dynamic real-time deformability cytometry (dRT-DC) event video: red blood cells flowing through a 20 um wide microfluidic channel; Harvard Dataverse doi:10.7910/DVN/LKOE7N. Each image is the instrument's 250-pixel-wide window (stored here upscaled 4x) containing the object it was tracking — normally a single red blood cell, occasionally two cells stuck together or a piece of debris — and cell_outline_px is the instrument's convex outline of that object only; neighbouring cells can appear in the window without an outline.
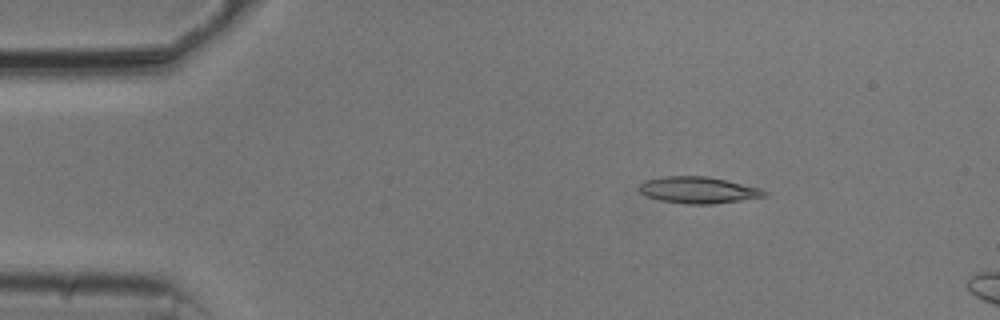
{"species": "common noctule bat (a hibernating species)", "species_latin": "Nyctalus noctula", "temperature_condition": "cold", "stored_images_in_passage": 14, "camera_frame_rate_fps": 3000, "um_per_image_px": 0.085, "animal": {"sex": "male", "body_mass_g": 20.5, "forearm_length_mm": 52.5}, "frame": {"image": 1, "passage_image": 7, "time_ms": 2.0, "image_size_px": [1000, 320], "cell_outline_px": [[768, 196], [712, 204], [684, 204], [660, 200], [644, 196], [640, 192], [640, 184], [644, 180], [664, 176], [708, 176], [728, 180], [760, 188], [768, 192]], "centroid_in_image_um": [59.35, 16.15], "position_along_channel_um": 25.7, "area_um2": 19.54}}